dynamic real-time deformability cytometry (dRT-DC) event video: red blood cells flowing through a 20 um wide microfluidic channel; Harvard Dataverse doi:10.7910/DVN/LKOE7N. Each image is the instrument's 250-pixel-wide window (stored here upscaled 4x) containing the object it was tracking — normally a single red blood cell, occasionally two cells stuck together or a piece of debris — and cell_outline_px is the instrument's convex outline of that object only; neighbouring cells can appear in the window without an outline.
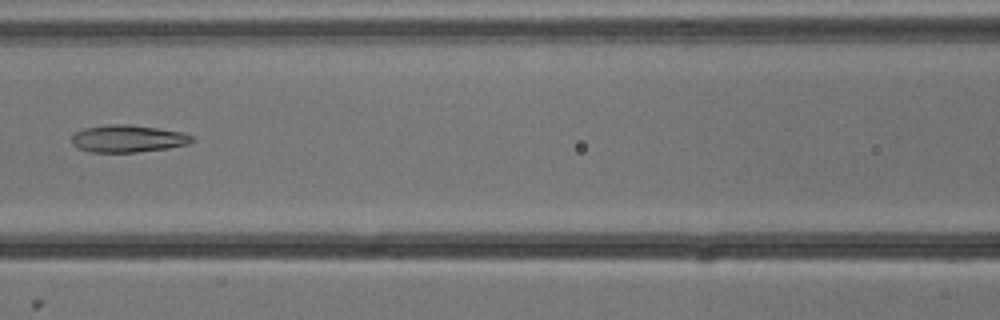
{"species": "common noctule bat (a hibernating species)", "species_latin": "Nyctalus noctula", "temperature_condition": "cold", "stored_images_in_passage": 7, "camera_frame_rate_fps": 3000, "um_per_image_px": 0.085, "animal": {"sex": "male", "body_mass_g": 13.3}, "frame": {"image": 1, "passage_image": 7, "time_ms": 2.0, "image_size_px": [1000, 320], "cell_outline_px": [[196, 140], [188, 144], [168, 148], [136, 152], [92, 152], [80, 148], [72, 144], [72, 136], [76, 132], [84, 128], [108, 124], [132, 124], [184, 132], [192, 136]], "centroid_in_image_um": [10.91, 11.77], "position_along_channel_um": 155.7, "area_um2": 19.19}}